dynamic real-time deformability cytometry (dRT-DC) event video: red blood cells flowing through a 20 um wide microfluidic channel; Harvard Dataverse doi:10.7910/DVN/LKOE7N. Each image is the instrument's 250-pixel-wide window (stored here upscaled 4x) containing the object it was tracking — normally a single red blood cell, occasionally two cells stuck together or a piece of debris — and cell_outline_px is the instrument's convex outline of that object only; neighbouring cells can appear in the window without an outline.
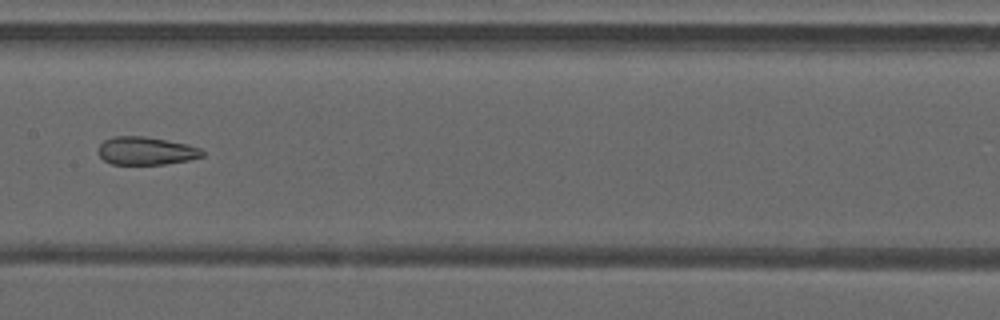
{"species": "common noctule bat (a hibernating species)", "species_latin": "Nyctalus noctula", "temperature_condition": "warm", "stored_images_in_passage": 42, "camera_frame_rate_fps": 3000, "um_per_image_px": 0.085, "animal": {"sex": "male", "forearm_length_mm": 52.5}, "frame": {"image": 1, "passage_image": 19, "time_ms": 6.0, "image_size_px": [1000, 320], "cell_outline_px": [[204, 156], [188, 160], [164, 164], [112, 164], [104, 160], [96, 152], [96, 148], [104, 140], [112, 136], [144, 136], [188, 144], [200, 148], [204, 152]], "centroid_in_image_um": [12.38, 12.81], "position_along_channel_um": 195.0, "area_um2": 17.11}}
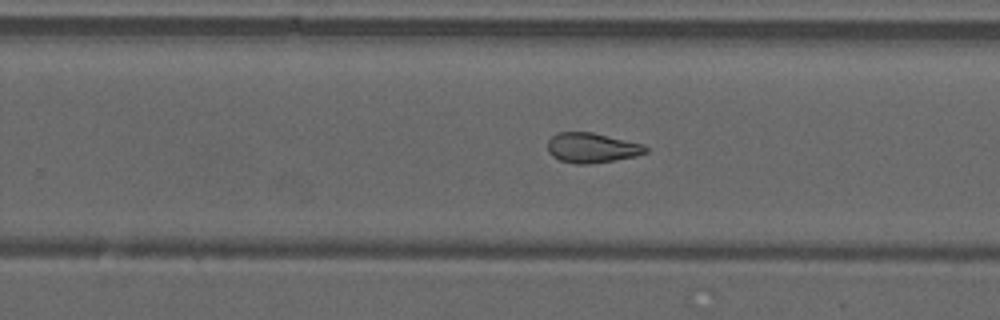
{"frame": {"image": 2, "passage_image": 25, "time_ms": 8.0, "image_size_px": [1000, 320], "cell_outline_px": [[648, 152], [636, 156], [616, 160], [588, 164], [576, 164], [560, 160], [552, 156], [548, 152], [548, 140], [556, 132], [592, 132], [644, 144], [648, 148]], "centroid_in_image_um": [50.32, 12.56], "position_along_channel_um": 279.5, "area_um2": 17.22}}
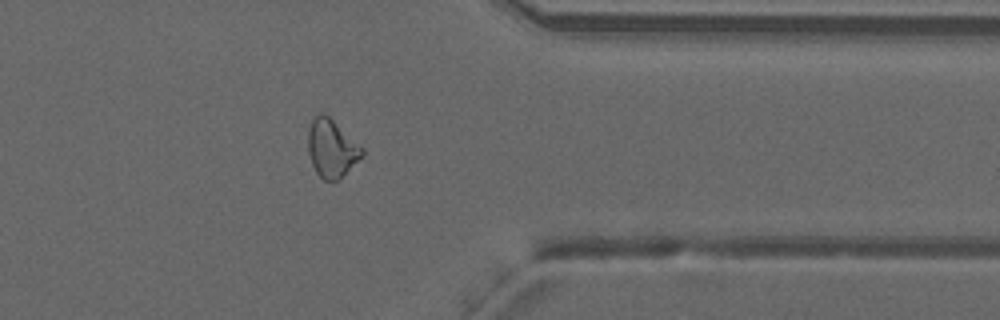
{"frame": {"image": 3, "passage_image": 33, "time_ms": 10.667, "image_size_px": [1000, 320], "cell_outline_px": [[364, 152], [340, 180], [324, 180], [316, 172], [312, 164], [308, 152], [308, 132], [312, 120], [316, 112], [324, 112], [364, 148]], "centroid_in_image_um": [28.17, 12.59], "position_along_channel_um": 383.2, "area_um2": 18.15}, "authors_computed_cell_mechanics": {"area_um2": 18.7272, "velocity_mm_per_s": 4.2544, "shape_relaxation_time_tau1_ms": null, "shape_relaxation_time_tau2_ms": 2.0119, "deformation_change_tau1": null, "deformation_change_tau2": 0.0975}}